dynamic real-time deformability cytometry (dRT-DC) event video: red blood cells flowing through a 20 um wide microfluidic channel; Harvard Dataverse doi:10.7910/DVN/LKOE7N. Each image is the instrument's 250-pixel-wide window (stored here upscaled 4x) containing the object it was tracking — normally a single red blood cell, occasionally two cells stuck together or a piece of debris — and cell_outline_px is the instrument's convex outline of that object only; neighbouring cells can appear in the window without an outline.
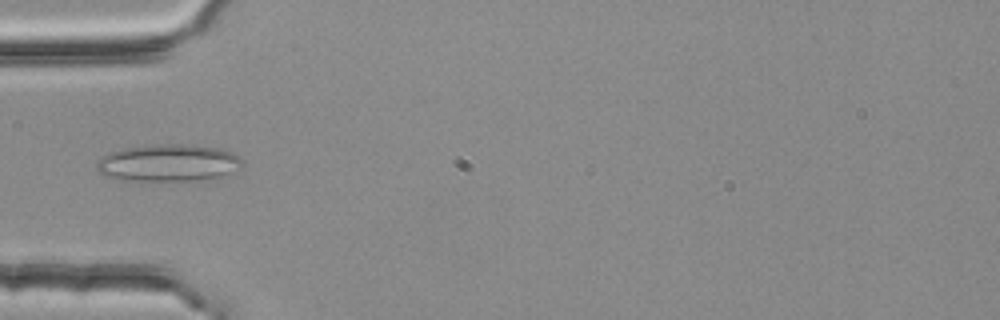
{"species": "common noctule bat (a hibernating species)", "species_latin": "Nyctalus noctula", "temperature_condition": "room temperature", "stored_images_in_passage": 4, "camera_frame_rate_fps": 3000, "um_per_image_px": 0.085, "animal": {"sex": "female", "body_mass_g": 25.1}, "frame": {"image": 1, "passage_image": 4, "time_ms": 1.0, "image_size_px": [1000, 320], "cell_outline_px": [[240, 164], [216, 180], [112, 180], [104, 176], [96, 168], [96, 164], [108, 152], [124, 148], [164, 144], [184, 144], [216, 148], [232, 152], [240, 160]], "centroid_in_image_um": [14.23, 13.86], "position_along_channel_um": 70.8, "area_um2": 31.15}}